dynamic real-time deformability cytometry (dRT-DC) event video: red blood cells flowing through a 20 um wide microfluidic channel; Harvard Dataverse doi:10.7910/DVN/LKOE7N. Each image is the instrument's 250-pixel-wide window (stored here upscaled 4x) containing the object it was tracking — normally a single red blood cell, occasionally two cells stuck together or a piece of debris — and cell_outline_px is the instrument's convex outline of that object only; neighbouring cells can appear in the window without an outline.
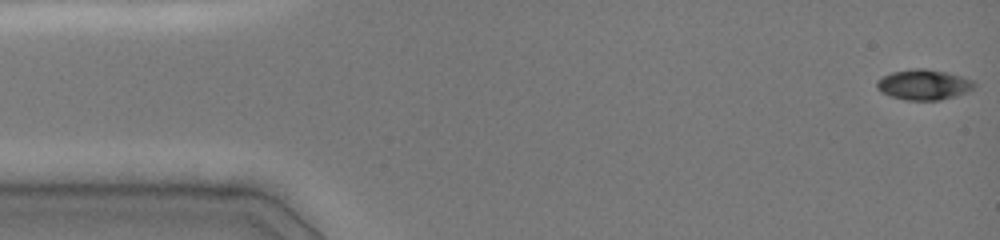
{"species": "common noctule bat (a hibernating species)", "species_latin": "Nyctalus noctula", "temperature_condition": "cold", "stored_images_in_passage": 47, "camera_frame_rate_fps": 3000, "um_per_image_px": 0.085, "animal": {"sex": "female", "body_mass_g": 19.0, "forearm_length_mm": 51.5}, "frame": {"image": 1, "passage_image": 1, "time_ms": 0.0, "image_size_px": [1000, 240], "cell_outline_px": [[976, 88], [956, 96], [940, 100], [904, 100], [880, 92], [876, 88], [876, 80], [892, 72], [912, 68], [924, 68], [948, 72], [972, 80], [976, 84]], "centroid_in_image_um": [78.52, 7.19], "position_along_channel_um": 6.5, "area_um2": 17.4}}
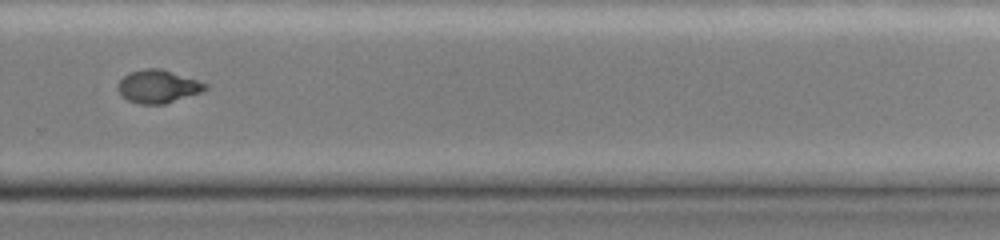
{"frame": {"image": 2, "passage_image": 33, "time_ms": 10.667, "image_size_px": [1000, 240], "cell_outline_px": [[208, 88], [200, 92], [164, 104], [140, 104], [128, 100], [116, 88], [116, 84], [128, 72], [144, 68], [160, 68], [208, 84]], "centroid_in_image_um": [13.39, 7.34], "position_along_channel_um": 316.4, "area_um2": 16.65}}
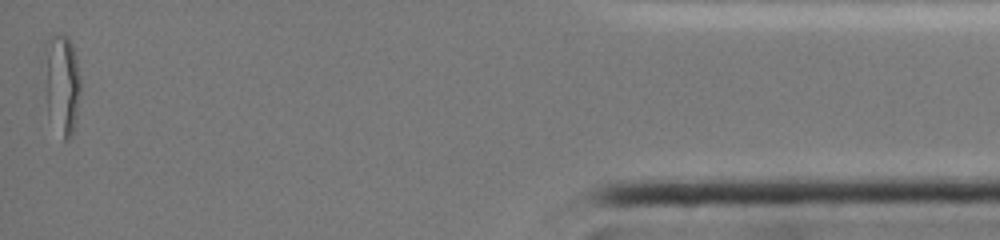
{"frame": {"image": 3, "passage_image": 47, "time_ms": 15.333, "image_size_px": [1000, 240], "cell_outline_px": [[80, 92], [76, 120], [72, 132], [68, 140], [64, 140], [48, 112], [40, 68], [40, 60], [44, 44], [52, 36], [64, 36], [72, 40], [76, 56], [80, 80]], "centroid_in_image_um": [5.19, 7.04], "position_along_channel_um": 430.0, "area_um2": 21.96}, "authors_computed_cell_mechanics": {"area_um2": 17.2822, "velocity_mm_per_s": 4.0366, "shape_relaxation_time_tau1_ms": null, "shape_relaxation_time_tau2_ms": 1.6351, "deformation_change_tau1": null, "deformation_change_tau2": 0.0544}}